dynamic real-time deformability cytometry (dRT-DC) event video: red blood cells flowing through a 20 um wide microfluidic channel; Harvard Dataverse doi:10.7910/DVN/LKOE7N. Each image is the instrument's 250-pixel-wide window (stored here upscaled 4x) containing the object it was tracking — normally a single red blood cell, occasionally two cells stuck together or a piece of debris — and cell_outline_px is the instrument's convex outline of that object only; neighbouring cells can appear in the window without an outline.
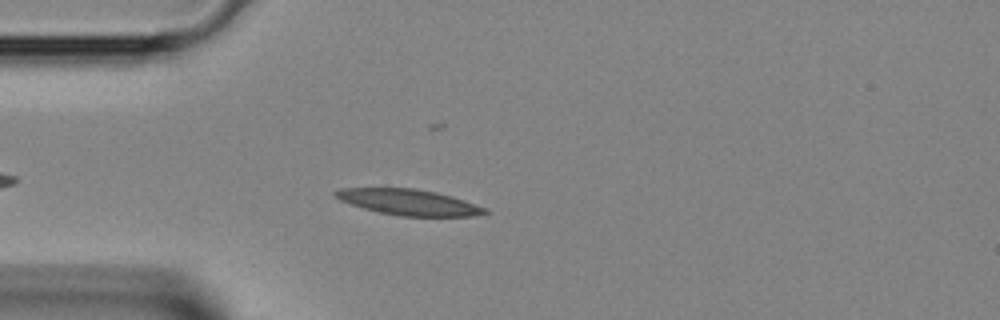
{"species": "Egyptian fruit bat (a non-hibernating species)", "species_latin": "Rousettus aegyptiacus", "temperature_condition": "room temperature", "stored_images_in_passage": 4, "segment_of_instrument_passage": [1, 2], "camera_frame_rate_fps": 3000, "um_per_image_px": 0.085, "animal": {"sex": "female"}, "frame": {"image": 1, "passage_image": 3, "time_ms": 0.667, "image_size_px": [1000, 320], "cell_outline_px": [[488, 212], [472, 216], [400, 216], [380, 212], [364, 208], [340, 200], [332, 192], [340, 188], [412, 188], [436, 192], [452, 196], [464, 200], [484, 208]], "centroid_in_image_um": [34.71, 17.18], "position_along_channel_um": 50.3, "area_um2": 22.14}}